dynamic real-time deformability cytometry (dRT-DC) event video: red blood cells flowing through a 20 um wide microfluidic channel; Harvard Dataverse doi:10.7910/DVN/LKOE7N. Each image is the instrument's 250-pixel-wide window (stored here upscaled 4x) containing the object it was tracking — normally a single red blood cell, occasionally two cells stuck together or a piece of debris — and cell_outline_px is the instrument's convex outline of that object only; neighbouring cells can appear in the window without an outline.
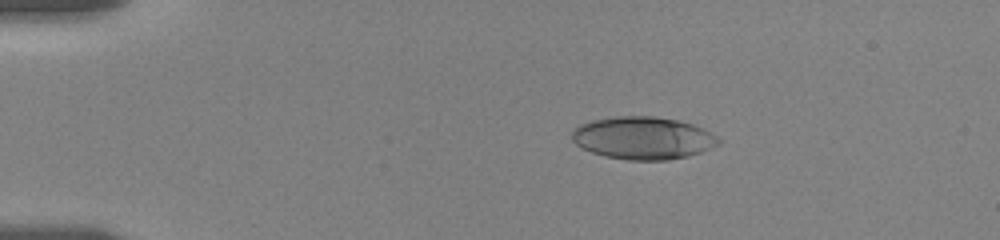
{"species": "human", "species_latin": "Homo sapiens", "temperature_condition": "room temperature", "stored_images_in_passage": 56, "camera_frame_rate_fps": 3000, "um_per_image_px": 0.085, "donor": {"sex": "female"}, "frame": {"image": 1, "passage_image": 10, "time_ms": 3.0, "image_size_px": [1000, 240], "cell_outline_px": [[724, 140], [720, 144], [700, 152], [688, 156], [668, 160], [628, 160], [604, 156], [580, 148], [572, 140], [572, 132], [580, 124], [592, 120], [616, 116], [652, 116], [676, 120], [692, 124], [704, 128]], "centroid_in_image_um": [54.68, 11.73], "position_along_channel_um": 30.3, "area_um2": 36.53}}
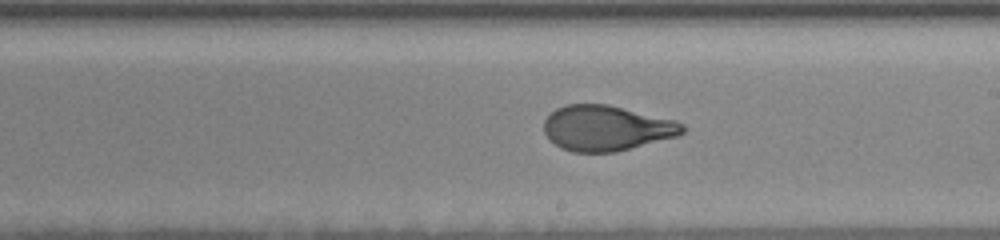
{"frame": {"image": 2, "passage_image": 33, "time_ms": 10.667, "image_size_px": [1000, 240], "cell_outline_px": [[688, 128], [684, 132], [676, 136], [616, 152], [572, 152], [560, 148], [548, 140], [544, 132], [544, 120], [556, 108], [564, 104], [608, 104], [676, 120], [684, 124]], "centroid_in_image_um": [51.53, 10.89], "position_along_channel_um": 237.5, "area_um2": 36.88}}
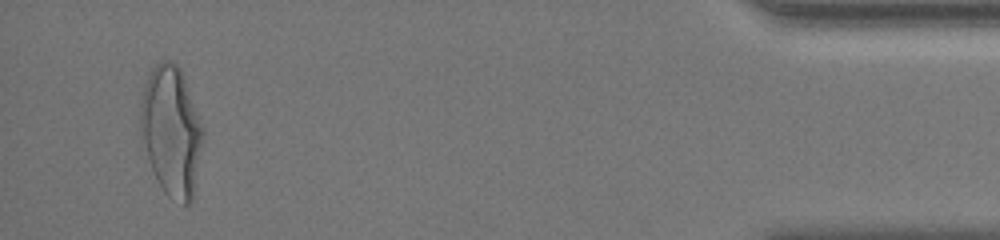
{"frame": {"image": 3, "passage_image": 54, "time_ms": 17.667, "image_size_px": [1000, 240], "cell_outline_px": [[204, 136], [192, 204], [184, 204], [168, 196], [164, 192], [156, 180], [140, 136], [140, 104], [144, 84], [152, 68], [160, 60], [172, 60], [180, 68], [184, 76], [204, 128]], "centroid_in_image_um": [14.57, 11.13], "position_along_channel_um": 420.6, "area_um2": 47.74}, "authors_computed_cell_mechanics": {"area_um2": 37.3388, "velocity_mm_per_s": 3.5565, "shape_relaxation_time_tau1_ms": 5.132, "shape_relaxation_time_tau2_ms": 0.8948, "deformation_change_tau1": 0.2166, "deformation_change_tau2": 0.0726}}